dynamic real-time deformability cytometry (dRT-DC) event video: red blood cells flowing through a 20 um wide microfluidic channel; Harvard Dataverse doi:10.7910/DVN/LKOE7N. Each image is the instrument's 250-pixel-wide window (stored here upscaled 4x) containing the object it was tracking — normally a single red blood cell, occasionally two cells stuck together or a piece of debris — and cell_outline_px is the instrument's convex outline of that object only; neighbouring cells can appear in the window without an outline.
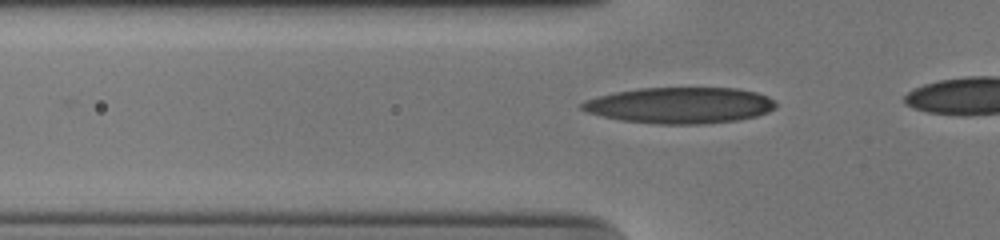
{"species": "human", "species_latin": "Homo sapiens", "temperature_condition": "cold", "stored_images_in_passage": 13, "camera_frame_rate_fps": 3000, "um_per_image_px": 0.085, "donor": {"sex": "male"}, "frame": {"image": 1, "passage_image": 3, "time_ms": 0.667, "image_size_px": [1000, 240], "cell_outline_px": [[776, 108], [768, 112], [756, 116], [736, 120], [700, 124], [660, 124], [620, 120], [588, 112], [580, 108], [580, 104], [588, 100], [600, 96], [616, 92], [640, 88], [736, 88], [756, 92], [768, 96], [776, 100]], "centroid_in_image_um": [57.86, 8.95], "position_along_channel_um": 67.9, "area_um2": 40.58}}
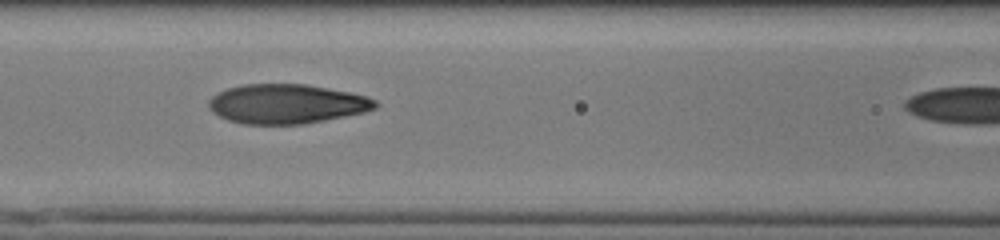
{"frame": {"image": 2, "passage_image": 9, "time_ms": 2.667, "image_size_px": [1000, 240], "cell_outline_px": [[380, 104], [376, 108], [364, 112], [324, 120], [300, 124], [244, 124], [228, 120], [212, 112], [208, 104], [208, 100], [212, 96], [228, 88], [244, 84], [304, 84], [348, 92], [368, 96], [376, 100]], "centroid_in_image_um": [24.37, 8.83], "position_along_channel_um": 142.2, "area_um2": 38.09}}
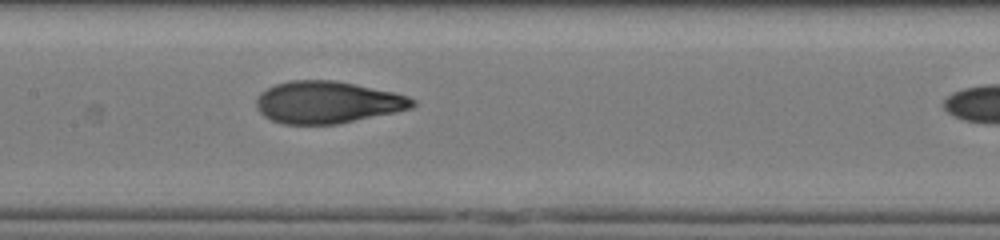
{"frame": {"image": 3, "passage_image": 12, "time_ms": 3.667, "image_size_px": [1000, 240], "cell_outline_px": [[416, 104], [412, 108], [396, 112], [336, 124], [284, 124], [272, 120], [264, 116], [256, 108], [256, 100], [260, 92], [276, 84], [288, 80], [336, 80], [356, 84], [392, 92], [408, 96], [416, 100]], "centroid_in_image_um": [27.83, 8.69], "position_along_channel_um": 179.6, "area_um2": 38.32}}